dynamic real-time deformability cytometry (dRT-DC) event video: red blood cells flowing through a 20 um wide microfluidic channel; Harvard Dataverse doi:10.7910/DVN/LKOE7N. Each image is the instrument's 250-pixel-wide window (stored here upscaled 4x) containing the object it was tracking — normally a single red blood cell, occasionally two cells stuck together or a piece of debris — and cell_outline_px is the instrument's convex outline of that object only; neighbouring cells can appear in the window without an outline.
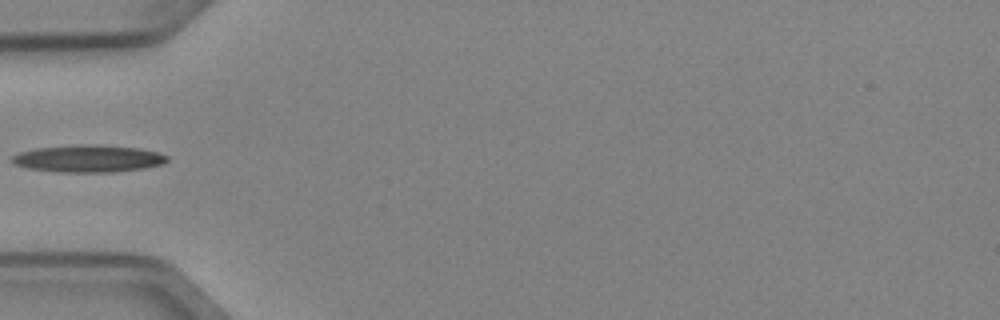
{"species": "Egyptian fruit bat (a non-hibernating species)", "species_latin": "Rousettus aegyptiacus", "temperature_condition": "cold", "stored_images_in_passage": 35, "camera_frame_rate_fps": 3000, "um_per_image_px": 0.085, "animal": {"sex": "female"}, "frame": {"image": 1, "passage_image": 1, "time_ms": 0.0, "image_size_px": [1000, 320], "cell_outline_px": [[168, 160], [164, 164], [144, 168], [112, 172], [56, 172], [28, 168], [12, 164], [12, 156], [20, 152], [36, 148], [80, 144], [92, 144], [136, 148], [156, 152], [168, 156]], "centroid_in_image_um": [7.48, 13.48], "position_along_channel_um": 77.5, "area_um2": 24.57}}
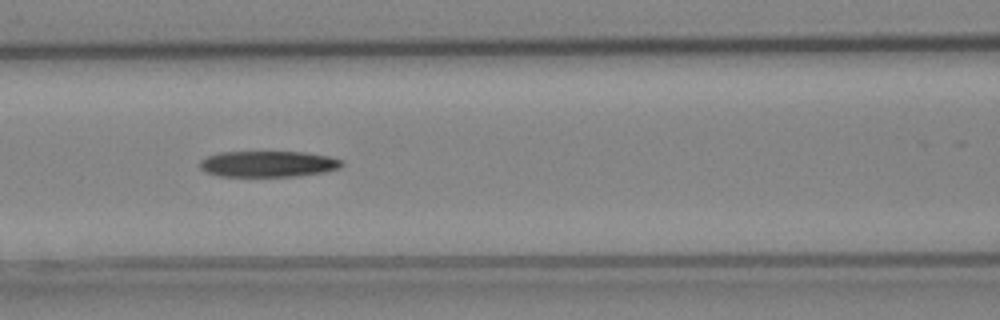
{"frame": {"image": 2, "passage_image": 6, "time_ms": 1.667, "image_size_px": [1000, 320], "cell_outline_px": [[344, 164], [340, 168], [324, 172], [296, 176], [220, 176], [208, 172], [200, 168], [200, 160], [208, 156], [220, 152], [304, 152], [328, 156], [340, 160]], "centroid_in_image_um": [22.8, 13.93], "position_along_channel_um": 143.8, "area_um2": 21.39}}